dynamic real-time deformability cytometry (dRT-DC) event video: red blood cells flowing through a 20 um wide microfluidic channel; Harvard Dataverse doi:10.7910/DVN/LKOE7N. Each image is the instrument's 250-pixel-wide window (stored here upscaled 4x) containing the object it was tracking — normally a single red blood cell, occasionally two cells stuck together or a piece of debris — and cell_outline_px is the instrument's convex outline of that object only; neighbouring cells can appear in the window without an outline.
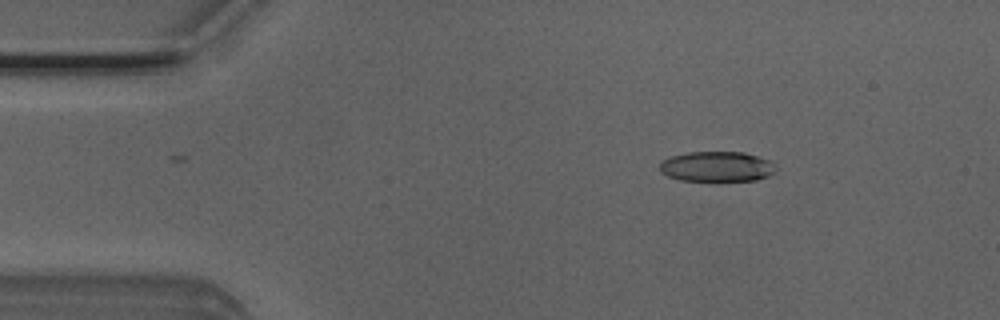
{"species": "Egyptian fruit bat (a non-hibernating species)", "species_latin": "Rousettus aegyptiacus", "temperature_condition": "room temperature", "stored_images_in_passage": 8, "camera_frame_rate_fps": 3000, "um_per_image_px": 0.085, "animal": {"sex": "male"}, "frame": {"image": 1, "passage_image": 6, "time_ms": 1.667, "image_size_px": [1000, 320], "cell_outline_px": [[776, 168], [768, 176], [756, 180], [680, 180], [668, 176], [660, 172], [660, 164], [664, 160], [672, 156], [688, 152], [744, 152], [768, 160]], "centroid_in_image_um": [60.9, 14.15], "position_along_channel_um": 24.1, "area_um2": 20.06}}